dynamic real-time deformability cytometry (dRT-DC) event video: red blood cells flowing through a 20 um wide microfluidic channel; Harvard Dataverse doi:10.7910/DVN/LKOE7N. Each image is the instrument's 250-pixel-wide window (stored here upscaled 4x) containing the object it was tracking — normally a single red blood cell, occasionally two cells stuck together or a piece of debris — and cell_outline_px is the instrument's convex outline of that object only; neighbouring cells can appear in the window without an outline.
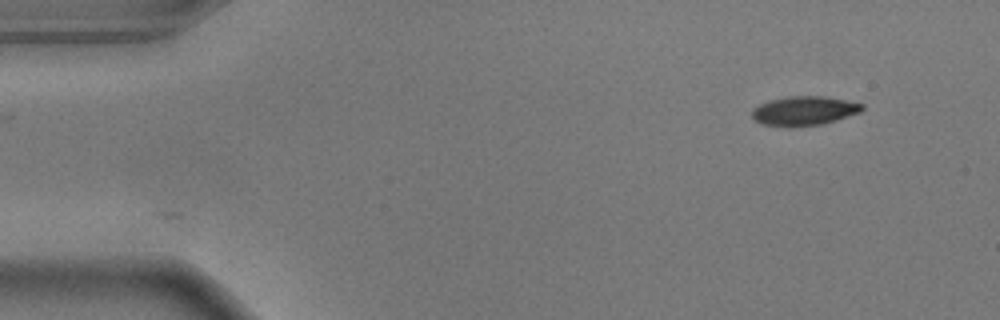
{"species": "common noctule bat (a hibernating species)", "species_latin": "Nyctalus noctula", "temperature_condition": "warm", "stored_images_in_passage": 51, "camera_frame_rate_fps": 3000, "um_per_image_px": 0.085, "animal": {"sex": "male", "body_mass_g": 17.9}, "frame": {"image": 1, "passage_image": 1, "time_ms": 0.0, "image_size_px": [1000, 320], "cell_outline_px": [[864, 108], [860, 112], [820, 124], [764, 124], [756, 120], [752, 116], [752, 108], [768, 100], [788, 96], [824, 96], [864, 104]], "centroid_in_image_um": [68.36, 9.36], "position_along_channel_um": 16.6, "area_um2": 17.86}}
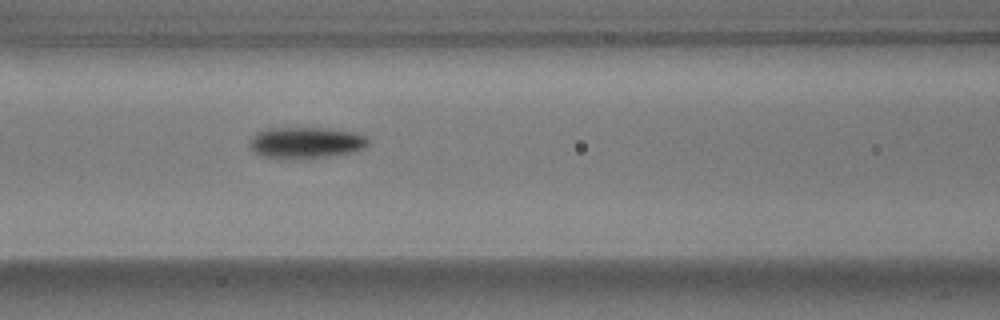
{"frame": {"image": 2, "passage_image": 19, "time_ms": 6.0, "image_size_px": [1000, 320], "cell_outline_px": [[368, 144], [364, 148], [348, 152], [328, 156], [264, 156], [256, 152], [252, 148], [252, 136], [256, 132], [268, 128], [328, 128], [352, 132], [364, 136], [368, 140]], "centroid_in_image_um": [26.03, 12.07], "position_along_channel_um": 140.6, "area_um2": 20.4}}
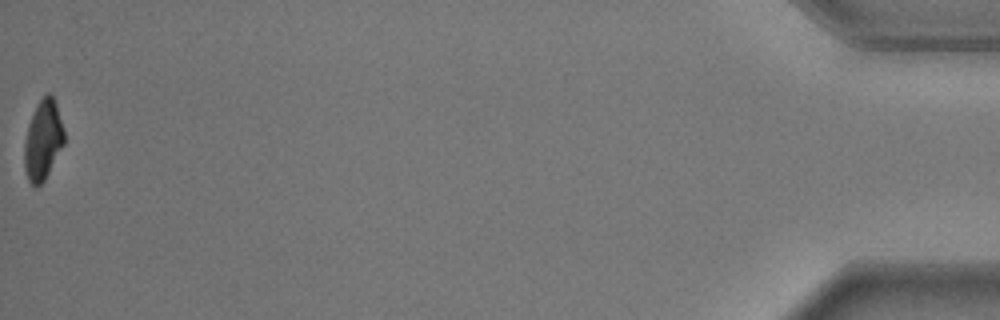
{"frame": {"image": 3, "passage_image": 51, "time_ms": 16.667, "image_size_px": [1000, 320], "cell_outline_px": [[64, 144], [44, 180], [36, 188], [28, 180], [24, 168], [24, 140], [28, 124], [36, 104], [48, 92], [52, 96], [56, 104], [64, 128]], "centroid_in_image_um": [3.64, 11.91], "position_along_channel_um": 431.6, "area_um2": 18.5}, "authors_computed_cell_mechanics": {"area_um2": 20.3456, "velocity_mm_per_s": 3.6637, "shape_relaxation_time_tau1_ms": 2.9952, "shape_relaxation_time_tau2_ms": 8.7895, "deformation_change_tau1": 0.1481, "deformation_change_tau2": 0.1069}}